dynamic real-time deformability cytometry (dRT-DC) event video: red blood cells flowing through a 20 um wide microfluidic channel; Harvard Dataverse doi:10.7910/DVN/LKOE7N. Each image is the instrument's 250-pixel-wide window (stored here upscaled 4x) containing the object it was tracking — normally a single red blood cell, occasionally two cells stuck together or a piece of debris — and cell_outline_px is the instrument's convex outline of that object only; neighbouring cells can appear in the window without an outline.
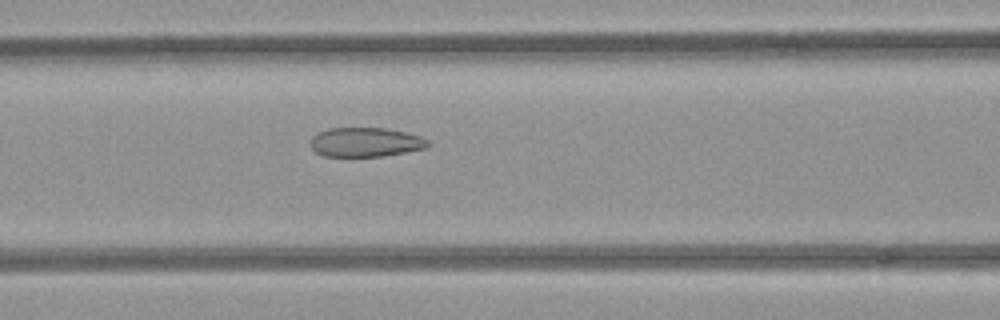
{"species": "common noctule bat (a hibernating species)", "species_latin": "Nyctalus noctula", "temperature_condition": "room temperature", "stored_images_in_passage": 29, "camera_frame_rate_fps": 3000, "um_per_image_px": 0.085, "animal": {"sex": "female", "body_mass_g": 21.9}, "frame": {"image": 1, "passage_image": 8, "time_ms": 2.333, "image_size_px": [1000, 320], "cell_outline_px": [[432, 144], [424, 148], [384, 156], [324, 156], [316, 152], [308, 144], [312, 136], [328, 128], [388, 128], [420, 136], [428, 140]], "centroid_in_image_um": [31.05, 12.08], "position_along_channel_um": 135.6, "area_um2": 20.06}}
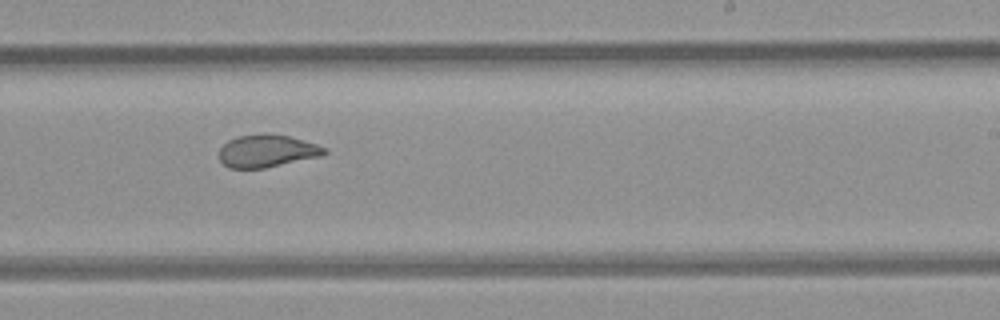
{"frame": {"image": 2, "passage_image": 18, "time_ms": 5.667, "image_size_px": [1000, 320], "cell_outline_px": [[328, 152], [320, 156], [264, 168], [228, 168], [220, 160], [220, 148], [228, 140], [236, 136], [264, 132], [268, 132], [288, 136], [316, 144], [328, 148]], "centroid_in_image_um": [22.68, 12.81], "position_along_channel_um": 266.3, "area_um2": 20.06}}
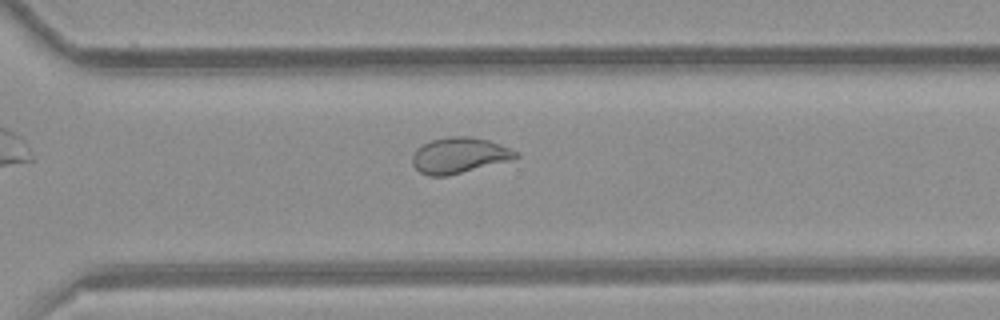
{"frame": {"image": 3, "passage_image": 23, "time_ms": 7.333, "image_size_px": [1000, 320], "cell_outline_px": [[520, 156], [512, 160], [448, 176], [428, 176], [420, 172], [412, 164], [412, 156], [416, 148], [432, 140], [452, 136], [468, 136], [488, 140], [520, 152]], "centroid_in_image_um": [39.05, 13.22], "position_along_channel_um": 331.6, "area_um2": 21.62}}